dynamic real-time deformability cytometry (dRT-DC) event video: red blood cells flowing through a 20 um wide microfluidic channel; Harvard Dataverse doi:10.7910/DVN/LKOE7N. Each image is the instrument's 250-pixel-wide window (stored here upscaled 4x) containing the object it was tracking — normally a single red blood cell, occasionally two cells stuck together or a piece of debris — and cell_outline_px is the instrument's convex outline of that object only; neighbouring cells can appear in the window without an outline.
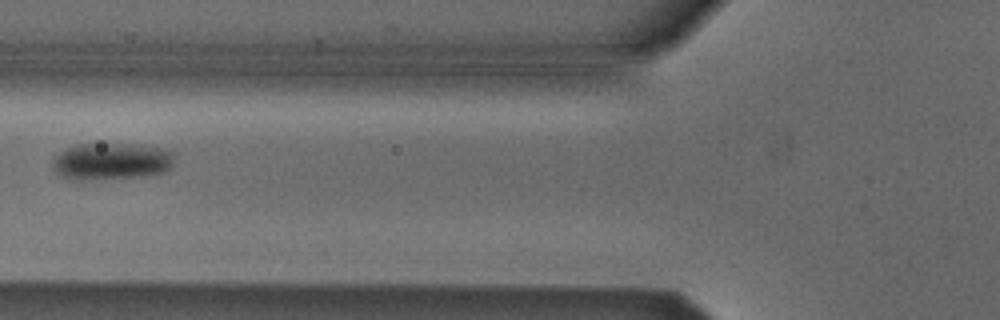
{"species": "Egyptian fruit bat (a non-hibernating species)", "species_latin": "Rousettus aegyptiacus", "temperature_condition": "cold", "stored_images_in_passage": 8, "camera_frame_rate_fps": 3000, "um_per_image_px": 0.085, "animal": {"sex": "male"}, "frame": {"image": 1, "passage_image": 7, "time_ms": 7.333, "image_size_px": [1000, 320], "cell_outline_px": [[176, 156], [172, 164], [164, 172], [144, 176], [80, 180], [72, 180], [60, 176], [52, 168], [52, 160], [64, 148], [76, 144], [140, 144], [160, 148], [176, 152]], "centroid_in_image_um": [9.46, 13.7], "position_along_channel_um": 116.3, "area_um2": 26.53}}
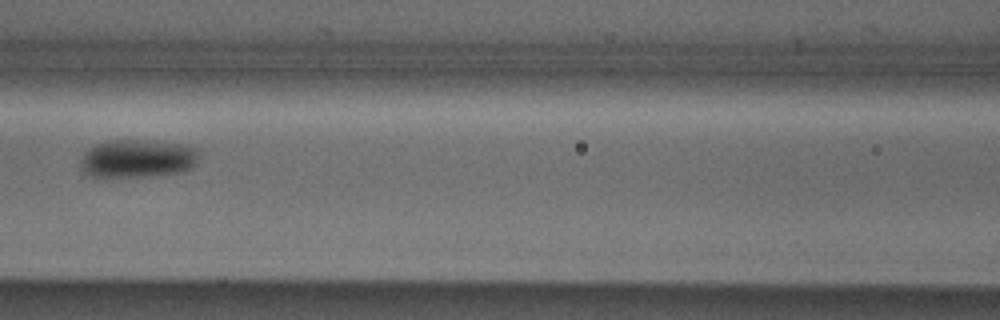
{"frame": {"image": 2, "passage_image": 8, "time_ms": 8.333, "image_size_px": [1000, 320], "cell_outline_px": [[200, 148], [196, 164], [192, 168], [176, 172], [144, 176], [92, 176], [84, 172], [80, 164], [80, 156], [88, 148], [104, 140], [148, 140], [180, 144]], "centroid_in_image_um": [11.68, 13.45], "position_along_channel_um": 154.9, "area_um2": 26.36}}